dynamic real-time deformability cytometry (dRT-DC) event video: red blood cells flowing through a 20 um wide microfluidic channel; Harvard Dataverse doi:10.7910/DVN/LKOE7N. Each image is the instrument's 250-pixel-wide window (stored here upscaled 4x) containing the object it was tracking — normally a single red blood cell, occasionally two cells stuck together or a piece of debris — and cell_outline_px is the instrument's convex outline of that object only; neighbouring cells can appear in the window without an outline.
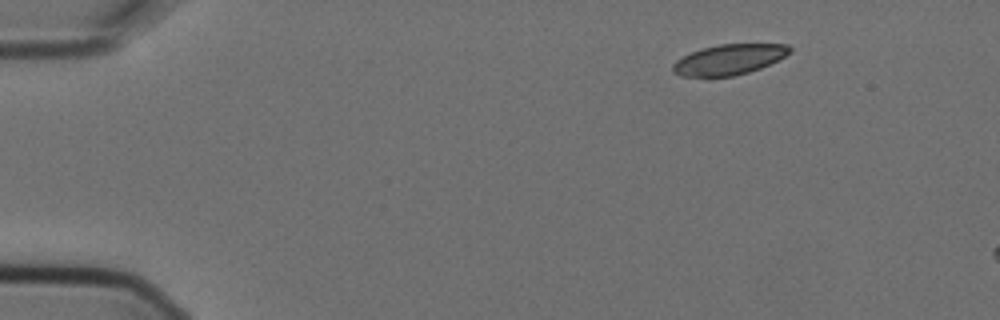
{"species": "Egyptian fruit bat (a non-hibernating species)", "species_latin": "Rousettus aegyptiacus", "temperature_condition": "cold", "stored_images_in_passage": 3, "camera_frame_rate_fps": 3000, "um_per_image_px": 0.085, "animal": {"sex": "female"}, "frame": {"image": 1, "passage_image": 1, "time_ms": 0.0, "image_size_px": [1000, 320], "cell_outline_px": [[792, 52], [760, 68], [748, 72], [732, 76], [680, 76], [672, 72], [672, 64], [676, 60], [692, 52], [704, 48], [720, 44], [788, 44], [792, 48]], "centroid_in_image_um": [61.96, 5.06], "position_along_channel_um": 23.0, "area_um2": 20.46}}